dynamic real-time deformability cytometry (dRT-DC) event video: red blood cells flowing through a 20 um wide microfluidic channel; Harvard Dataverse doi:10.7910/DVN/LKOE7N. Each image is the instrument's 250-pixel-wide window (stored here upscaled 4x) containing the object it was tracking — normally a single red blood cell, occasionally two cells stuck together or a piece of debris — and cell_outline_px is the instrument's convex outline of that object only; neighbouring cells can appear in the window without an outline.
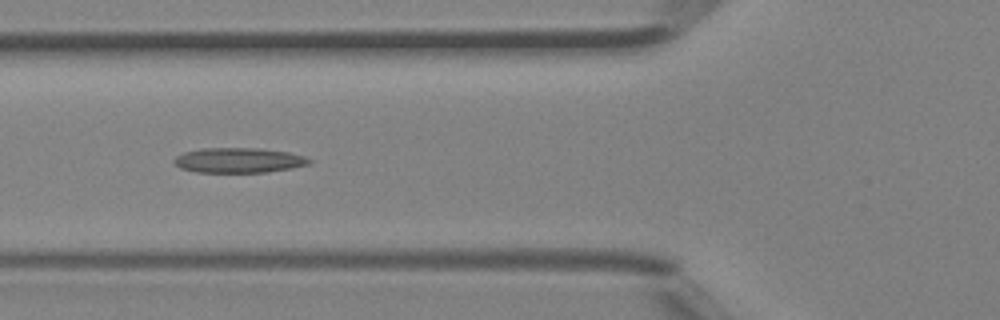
{"species": "Egyptian fruit bat (a non-hibernating species)", "species_latin": "Rousettus aegyptiacus", "temperature_condition": "room temperature", "stored_images_in_passage": 4, "camera_frame_rate_fps": 3000, "um_per_image_px": 0.085, "animal": {"sex": "female"}, "frame": {"image": 1, "passage_image": 4, "time_ms": 1.0, "image_size_px": [1000, 320], "cell_outline_px": [[312, 160], [308, 164], [292, 168], [268, 172], [196, 172], [180, 168], [172, 160], [176, 156], [184, 152], [204, 148], [260, 148], [288, 152], [304, 156]], "centroid_in_image_um": [20.28, 13.62], "position_along_channel_um": 105.5, "area_um2": 19.65}}